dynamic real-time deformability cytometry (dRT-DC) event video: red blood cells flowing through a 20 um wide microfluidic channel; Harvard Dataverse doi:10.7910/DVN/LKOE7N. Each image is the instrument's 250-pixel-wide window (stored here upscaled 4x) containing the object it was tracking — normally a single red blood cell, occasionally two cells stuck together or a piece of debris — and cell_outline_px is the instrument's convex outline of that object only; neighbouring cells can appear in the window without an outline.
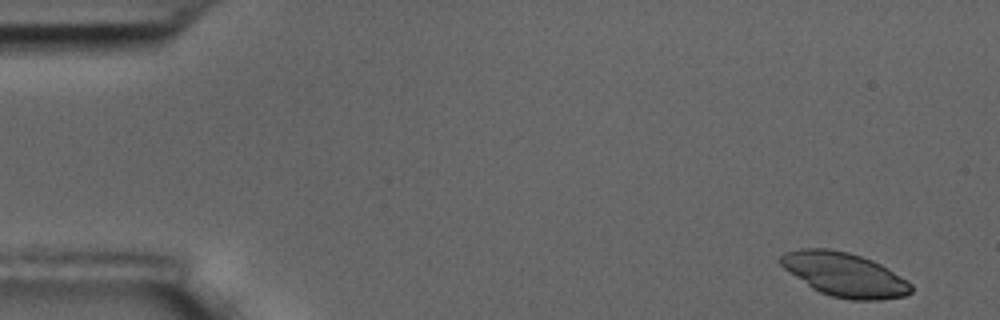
{"species": "common noctule bat (a hibernating species)", "species_latin": "Nyctalus noctula", "temperature_condition": "room temperature", "stored_images_in_passage": 4, "camera_frame_rate_fps": 3000, "um_per_image_px": 0.085, "animal": {"sex": "male", "body_mass_g": 17.5, "forearm_length_mm": 52.3}, "frame": {"image": 1, "passage_image": 1, "time_ms": 0.0, "image_size_px": [1000, 320], "cell_outline_px": [[912, 292], [904, 296], [880, 300], [848, 300], [832, 296], [820, 292], [812, 288], [784, 268], [780, 264], [780, 256], [784, 252], [800, 248], [828, 248], [848, 252], [872, 260], [888, 268], [912, 284]], "centroid_in_image_um": [71.78, 23.34], "position_along_channel_um": 13.2, "area_um2": 33.35}}